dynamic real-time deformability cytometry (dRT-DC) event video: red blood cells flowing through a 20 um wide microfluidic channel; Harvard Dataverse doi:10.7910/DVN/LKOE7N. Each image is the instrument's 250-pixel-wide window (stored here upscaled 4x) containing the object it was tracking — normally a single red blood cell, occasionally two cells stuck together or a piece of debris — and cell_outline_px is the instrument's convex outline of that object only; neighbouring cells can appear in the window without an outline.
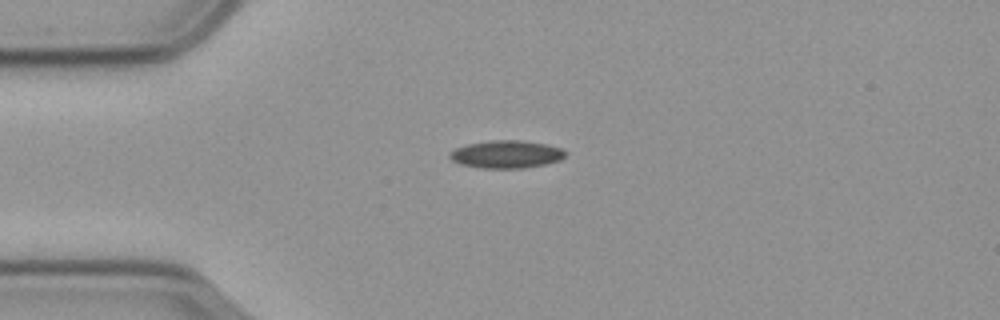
{"species": "common noctule bat (a hibernating species)", "species_latin": "Nyctalus noctula", "temperature_condition": "cold", "stored_images_in_passage": 44, "camera_frame_rate_fps": 3000, "um_per_image_px": 0.085, "animal": {"sex": "male", "body_mass_g": 23.1, "forearm_length_mm": 52.7}, "frame": {"image": 1, "passage_image": 1, "time_ms": 0.0, "image_size_px": [1000, 320], "cell_outline_px": [[568, 152], [560, 160], [544, 164], [524, 168], [480, 168], [460, 164], [452, 160], [448, 156], [448, 152], [456, 148], [468, 144], [488, 140], [520, 140], [548, 144], [564, 148]], "centroid_in_image_um": [43.05, 13.1], "position_along_channel_um": 41.9, "area_um2": 18.9}}
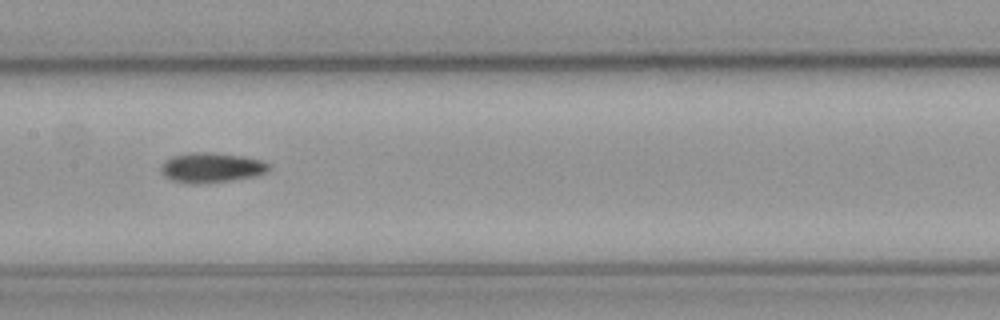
{"frame": {"image": 2, "passage_image": 15, "time_ms": 4.667, "image_size_px": [1000, 320], "cell_outline_px": [[272, 168], [256, 176], [228, 180], [172, 180], [164, 176], [160, 172], [160, 168], [164, 160], [172, 156], [192, 152], [212, 152], [244, 156], [260, 160], [268, 164]], "centroid_in_image_um": [17.98, 14.18], "position_along_channel_um": 189.4, "area_um2": 17.92}}
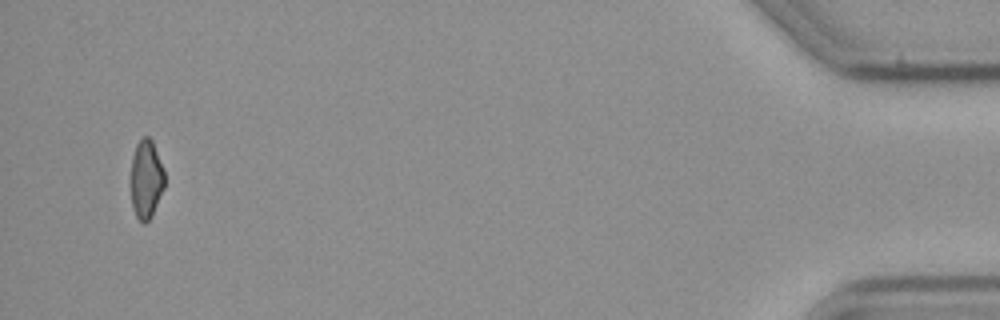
{"frame": {"image": 3, "passage_image": 42, "time_ms": 13.667, "image_size_px": [1000, 320], "cell_outline_px": [[164, 188], [152, 216], [144, 224], [136, 216], [132, 208], [132, 156], [136, 144], [144, 136], [148, 136], [152, 140], [164, 168]], "centroid_in_image_um": [12.44, 15.22], "position_along_channel_um": 422.8, "area_um2": 15.37}}